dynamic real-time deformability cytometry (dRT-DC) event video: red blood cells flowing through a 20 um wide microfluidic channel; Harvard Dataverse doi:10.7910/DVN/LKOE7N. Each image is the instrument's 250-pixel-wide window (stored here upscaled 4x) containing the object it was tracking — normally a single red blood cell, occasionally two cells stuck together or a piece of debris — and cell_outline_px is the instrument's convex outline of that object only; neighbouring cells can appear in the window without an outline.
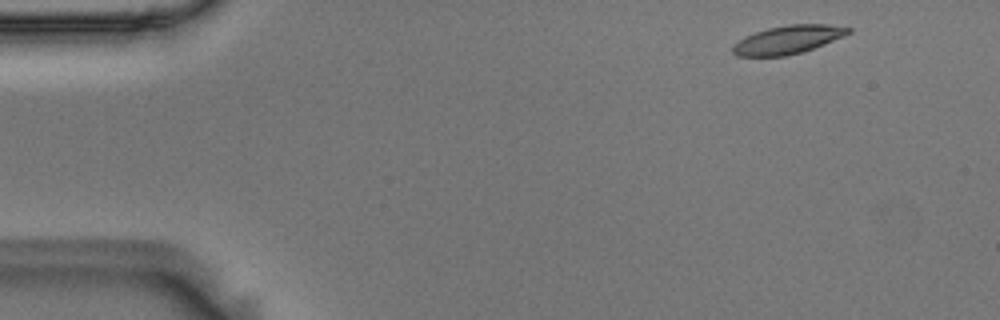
{"species": "Egyptian fruit bat (a non-hibernating species)", "species_latin": "Rousettus aegyptiacus", "temperature_condition": "room temperature", "stored_images_in_passage": 3, "camera_frame_rate_fps": 3000, "um_per_image_px": 0.085, "animal": {"sex": "male"}, "frame": {"image": 1, "passage_image": 1, "time_ms": 0.0, "image_size_px": [1000, 320], "cell_outline_px": [[852, 32], [844, 36], [824, 44], [800, 52], [784, 56], [736, 56], [732, 52], [732, 48], [740, 40], [756, 32], [768, 28], [788, 24], [828, 24], [852, 28]], "centroid_in_image_um": [67.01, 3.36], "position_along_channel_um": 18.0, "area_um2": 18.79}}
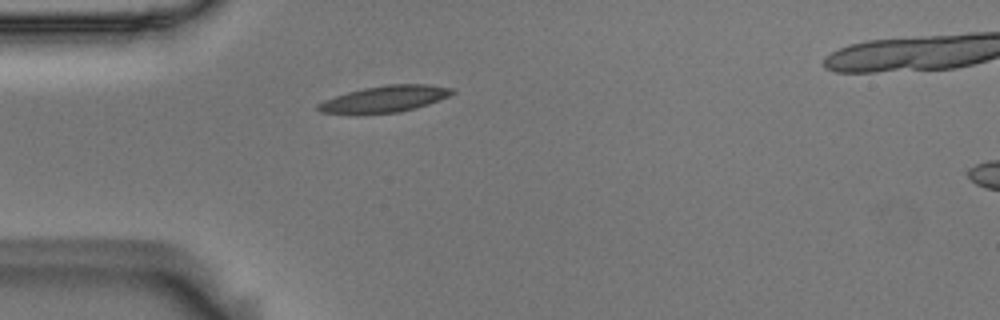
{"frame": {"image": 2, "passage_image": 3, "time_ms": 0.667, "image_size_px": [1000, 320], "cell_outline_px": [[456, 92], [440, 100], [416, 108], [400, 112], [360, 116], [356, 116], [320, 112], [316, 108], [316, 104], [324, 100], [348, 92], [364, 88], [388, 84], [428, 84], [452, 88]], "centroid_in_image_um": [32.65, 8.45], "position_along_channel_um": 52.4, "area_um2": 21.33}}